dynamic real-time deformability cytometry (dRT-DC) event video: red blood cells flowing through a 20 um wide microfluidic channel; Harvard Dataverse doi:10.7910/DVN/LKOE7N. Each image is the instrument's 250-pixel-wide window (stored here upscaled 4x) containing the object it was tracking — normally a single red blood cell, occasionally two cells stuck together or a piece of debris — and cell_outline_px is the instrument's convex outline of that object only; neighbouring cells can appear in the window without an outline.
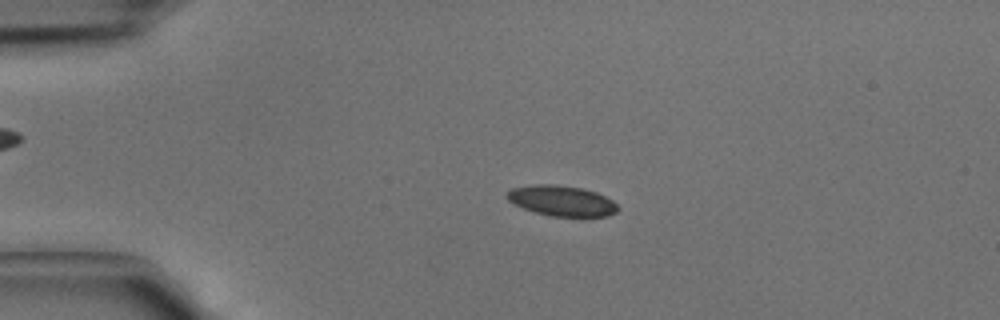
{"species": "common noctule bat (a hibernating species)", "species_latin": "Nyctalus noctula", "temperature_condition": "cold", "stored_images_in_passage": 45, "camera_frame_rate_fps": 3000, "um_per_image_px": 0.085, "animal": {"sex": "male", "body_mass_g": 15.6}, "frame": {"image": 1, "passage_image": 11, "time_ms": 3.333, "image_size_px": [1000, 320], "cell_outline_px": [[620, 208], [616, 212], [608, 216], [552, 216], [536, 212], [524, 208], [508, 200], [504, 196], [512, 188], [536, 184], [556, 184], [580, 188], [596, 192], [612, 200]], "centroid_in_image_um": [47.75, 17.06], "position_along_channel_um": 37.2, "area_um2": 19.48}}
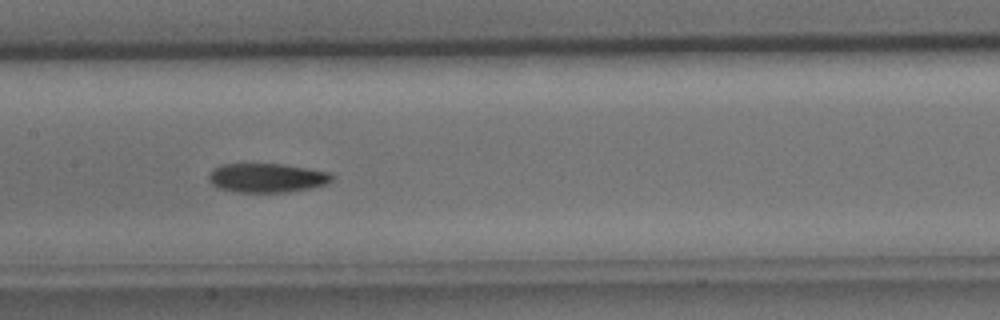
{"frame": {"image": 2, "passage_image": 23, "time_ms": 7.333, "image_size_px": [1000, 320], "cell_outline_px": [[336, 176], [328, 184], [288, 192], [236, 192], [220, 188], [212, 184], [208, 180], [208, 176], [212, 168], [220, 164], [284, 164], [308, 168], [328, 172]], "centroid_in_image_um": [22.69, 15.11], "position_along_channel_um": 184.7, "area_um2": 21.04}}
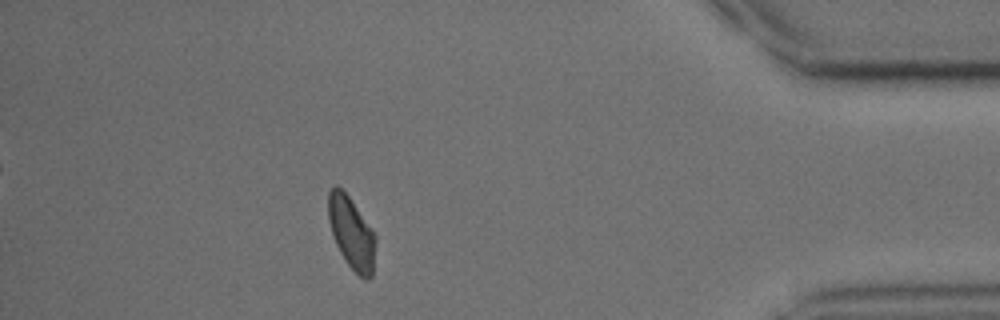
{"frame": {"image": 3, "passage_image": 40, "time_ms": 13.0, "image_size_px": [1000, 320], "cell_outline_px": [[376, 240], [372, 276], [368, 280], [364, 280], [348, 264], [340, 252], [332, 236], [328, 220], [328, 192], [336, 184], [348, 196], [376, 236]], "centroid_in_image_um": [29.86, 19.81], "position_along_channel_um": 405.3, "area_um2": 19.59}}